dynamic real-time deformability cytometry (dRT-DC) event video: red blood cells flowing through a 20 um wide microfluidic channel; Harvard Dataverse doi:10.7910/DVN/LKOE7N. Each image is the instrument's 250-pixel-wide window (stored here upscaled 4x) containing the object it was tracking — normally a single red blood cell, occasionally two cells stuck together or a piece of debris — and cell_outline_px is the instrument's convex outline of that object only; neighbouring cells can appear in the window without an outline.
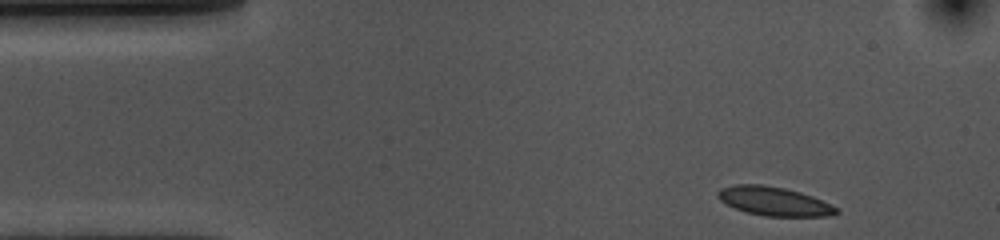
{"species": "common noctule bat (a hibernating species)", "species_latin": "Nyctalus noctula", "temperature_condition": "cold", "stored_images_in_passage": 40, "camera_frame_rate_fps": 3000, "um_per_image_px": 0.085, "animal": {"sex": "female", "body_mass_g": 10.0, "forearm_length_mm": 53.1}, "frame": {"image": 1, "passage_image": 1, "time_ms": 0.0, "image_size_px": [1000, 240], "cell_outline_px": [[840, 212], [828, 216], [764, 216], [748, 212], [736, 208], [720, 200], [716, 196], [716, 192], [720, 188], [736, 184], [760, 184], [784, 188], [800, 192], [812, 196], [840, 208]], "centroid_in_image_um": [65.81, 17.1], "position_along_channel_um": 19.2, "area_um2": 19.88}}
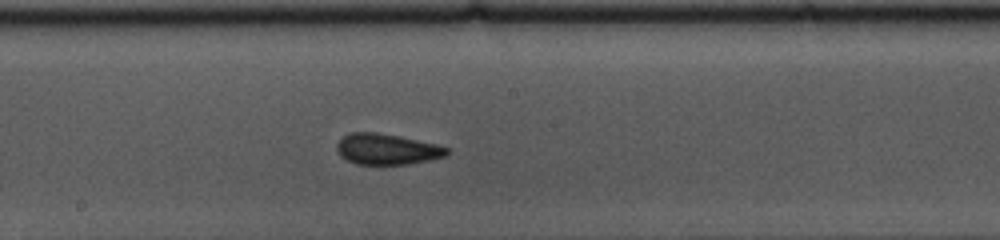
{"frame": {"image": 2, "passage_image": 23, "time_ms": 7.333, "image_size_px": [1000, 240], "cell_outline_px": [[448, 156], [408, 164], [356, 164], [340, 156], [336, 148], [336, 144], [344, 136], [352, 132], [376, 132], [400, 136], [436, 144], [448, 148]], "centroid_in_image_um": [32.89, 12.68], "position_along_channel_um": 215.3, "area_um2": 19.71}}
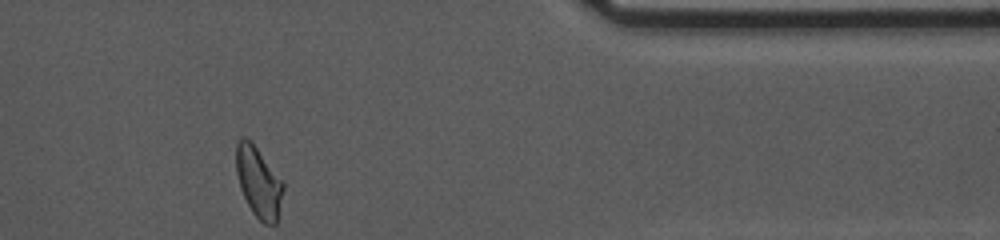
{"frame": {"image": 3, "passage_image": 40, "time_ms": 13.0, "image_size_px": [1000, 240], "cell_outline_px": [[284, 188], [276, 224], [264, 224], [252, 212], [240, 188], [236, 172], [236, 144], [240, 136], [244, 136], [252, 140], [284, 184]], "centroid_in_image_um": [21.96, 15.44], "position_along_channel_um": 389.4, "area_um2": 19.36}, "authors_computed_cell_mechanics": {"area_um2": 19.8543, "velocity_mm_per_s": 3.5828, "shape_relaxation_time_tau1_ms": 2.9035, "shape_relaxation_time_tau2_ms": 1.2886, "deformation_change_tau1": 0.1173, "deformation_change_tau2": 0.0807}}